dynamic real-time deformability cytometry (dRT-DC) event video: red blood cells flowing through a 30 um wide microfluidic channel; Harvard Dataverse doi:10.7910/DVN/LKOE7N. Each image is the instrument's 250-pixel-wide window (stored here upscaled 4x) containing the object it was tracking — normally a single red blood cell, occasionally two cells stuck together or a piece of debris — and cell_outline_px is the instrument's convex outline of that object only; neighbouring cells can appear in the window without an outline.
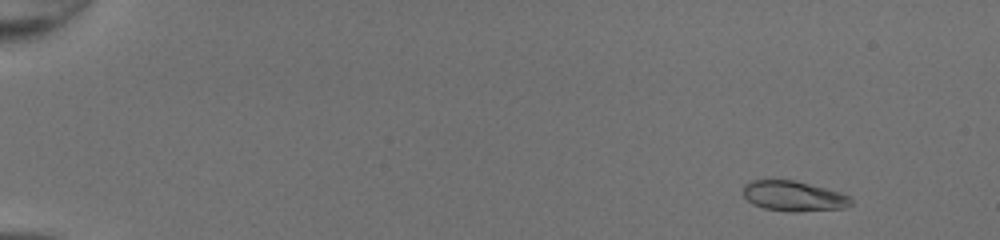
{"species": "common noctule bat (a hibernating species)", "species_latin": "Nyctalus noctula", "temperature_condition": "room temperature", "stored_images_in_passage": 50, "camera_frame_rate_fps": 3000, "um_per_image_px": 0.085, "animal": {"sex": "female", "body_mass_g": 20.0, "forearm_length_mm": 54.0}, "frame": {"image": 1, "passage_image": 5, "time_ms": 1.333, "image_size_px": [1000, 240], "cell_outline_px": [[852, 204], [844, 208], [792, 212], [764, 208], [752, 204], [744, 196], [744, 184], [752, 180], [796, 180], [840, 192], [852, 196]], "centroid_in_image_um": [67.48, 16.66], "position_along_channel_um": 17.5, "area_um2": 19.02}}
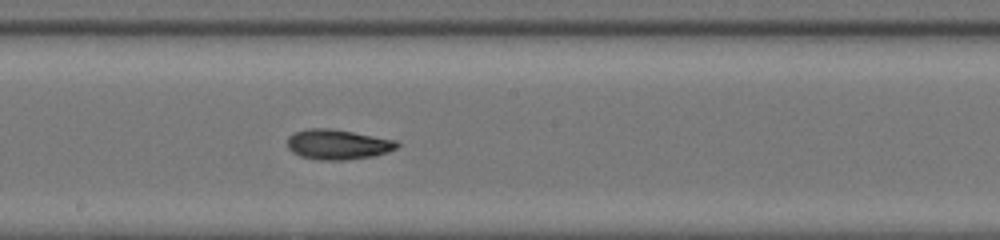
{"frame": {"image": 2, "passage_image": 30, "time_ms": 9.667, "image_size_px": [1000, 240], "cell_outline_px": [[400, 144], [396, 148], [388, 152], [372, 156], [344, 160], [320, 160], [300, 156], [292, 152], [288, 148], [288, 136], [292, 132], [308, 128], [332, 128], [396, 140]], "centroid_in_image_um": [28.68, 12.27], "position_along_channel_um": 219.5, "area_um2": 19.31}}
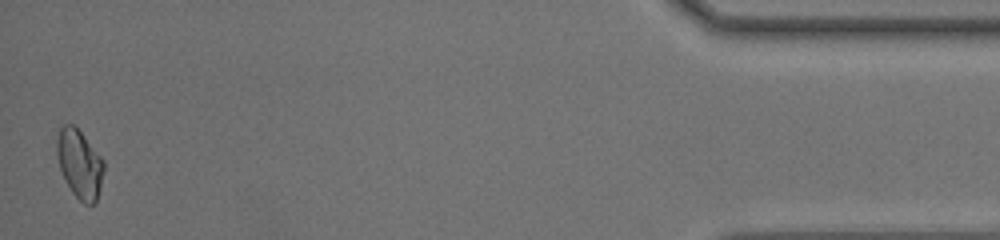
{"frame": {"image": 3, "passage_image": 50, "time_ms": 16.333, "image_size_px": [1000, 240], "cell_outline_px": [[104, 172], [100, 188], [96, 200], [92, 204], [84, 204], [72, 192], [60, 168], [56, 152], [56, 140], [60, 128], [64, 124], [72, 124], [84, 136], [104, 160]], "centroid_in_image_um": [6.77, 13.92], "position_along_channel_um": 428.4, "area_um2": 18.5}, "authors_computed_cell_mechanics": {"area_um2": 19.0162, "velocity_mm_per_s": 4.2729, "shape_relaxation_time_tau1_ms": 5.0219, "shape_relaxation_time_tau2_ms": 2.4712, "deformation_change_tau1": 0.1529, "deformation_change_tau2": 0.0486}}